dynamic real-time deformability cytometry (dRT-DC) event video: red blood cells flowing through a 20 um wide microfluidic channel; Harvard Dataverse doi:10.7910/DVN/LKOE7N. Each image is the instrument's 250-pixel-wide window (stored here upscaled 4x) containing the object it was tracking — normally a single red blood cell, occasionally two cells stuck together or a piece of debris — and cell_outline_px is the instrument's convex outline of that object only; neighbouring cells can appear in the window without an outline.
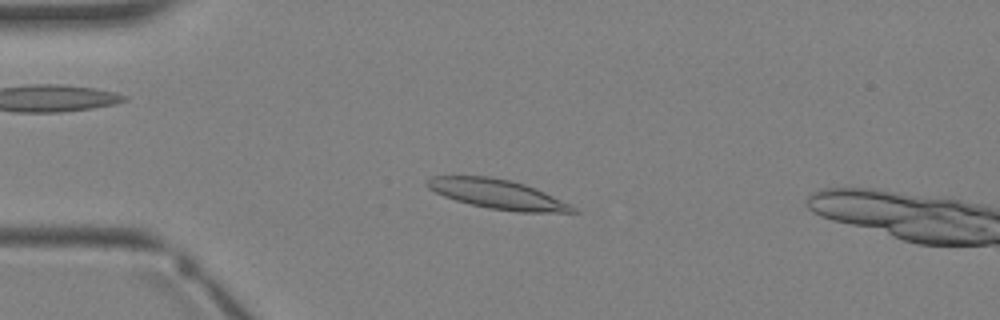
{"species": "Egyptian fruit bat (a non-hibernating species)", "species_latin": "Rousettus aegyptiacus", "temperature_condition": "warm", "stored_images_in_passage": 4, "camera_frame_rate_fps": 3000, "um_per_image_px": 0.085, "animal": {"sex": "female"}, "frame": {"image": 1, "passage_image": 3, "time_ms": 2.333, "image_size_px": [1000, 320], "cell_outline_px": [[580, 212], [516, 212], [488, 208], [456, 200], [444, 196], [428, 188], [424, 184], [432, 176], [488, 176], [512, 180], [536, 188], [576, 208]], "centroid_in_image_um": [42.27, 16.5], "position_along_channel_um": 42.7, "area_um2": 24.74}}